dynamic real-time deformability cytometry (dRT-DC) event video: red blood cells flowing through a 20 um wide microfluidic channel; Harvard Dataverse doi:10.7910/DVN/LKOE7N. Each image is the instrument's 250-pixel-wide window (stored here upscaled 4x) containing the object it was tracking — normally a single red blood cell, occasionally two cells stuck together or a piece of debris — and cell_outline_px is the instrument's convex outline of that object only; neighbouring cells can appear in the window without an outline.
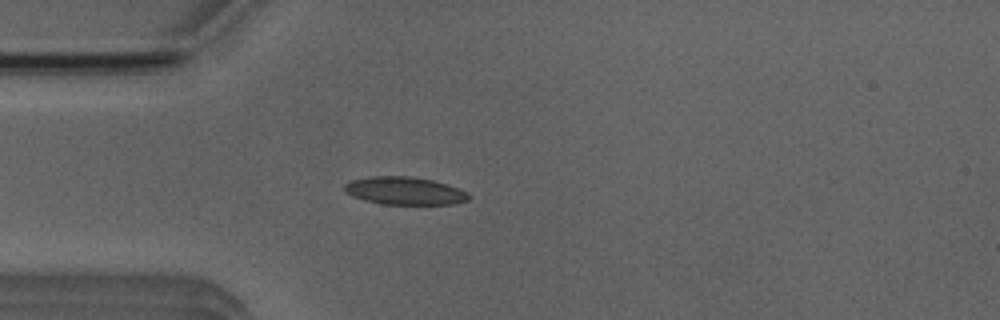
{"species": "Egyptian fruit bat (a non-hibernating species)", "species_latin": "Rousettus aegyptiacus", "temperature_condition": "room temperature", "stored_images_in_passage": 3, "camera_frame_rate_fps": 3000, "um_per_image_px": 0.085, "animal": {"sex": "male"}, "frame": {"image": 1, "passage_image": 3, "time_ms": 2.333, "image_size_px": [1000, 320], "cell_outline_px": [[472, 196], [468, 200], [452, 204], [380, 204], [364, 200], [352, 196], [344, 192], [344, 184], [348, 180], [368, 176], [412, 176], [432, 180], [460, 188], [468, 192]], "centroid_in_image_um": [34.37, 16.21], "position_along_channel_um": 50.6, "area_um2": 20.46}}